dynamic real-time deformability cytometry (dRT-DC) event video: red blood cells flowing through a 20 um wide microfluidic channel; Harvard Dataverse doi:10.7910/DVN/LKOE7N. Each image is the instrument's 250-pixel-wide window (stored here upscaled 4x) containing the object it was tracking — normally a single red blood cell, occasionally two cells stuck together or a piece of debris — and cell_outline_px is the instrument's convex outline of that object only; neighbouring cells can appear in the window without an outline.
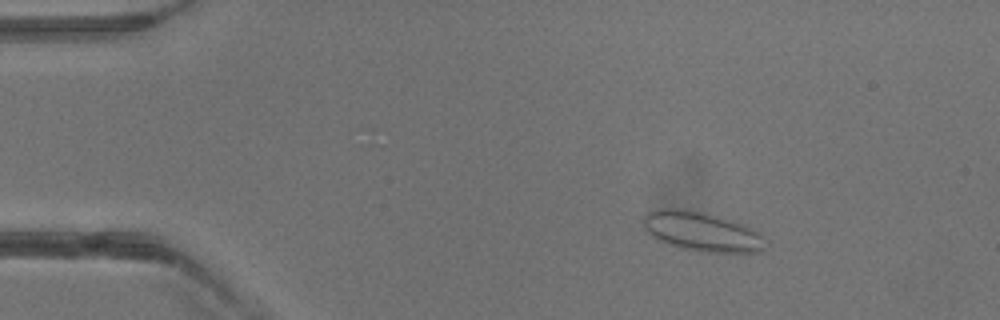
{"species": "common noctule bat (a hibernating species)", "species_latin": "Nyctalus noctula", "temperature_condition": "warm", "stored_images_in_passage": 41, "camera_frame_rate_fps": 3000, "um_per_image_px": 0.085, "animal": {"sex": "male", "body_mass_g": 13.3}, "frame": {"image": 1, "passage_image": 7, "time_ms": 2.0, "image_size_px": [1000, 320], "cell_outline_px": [[768, 240], [764, 248], [760, 252], [704, 252], [680, 248], [656, 240], [644, 228], [644, 216], [648, 212], [656, 208], [688, 208], [704, 212], [732, 220], [760, 232]], "centroid_in_image_um": [59.66, 19.67], "position_along_channel_um": 25.3, "area_um2": 28.44}}
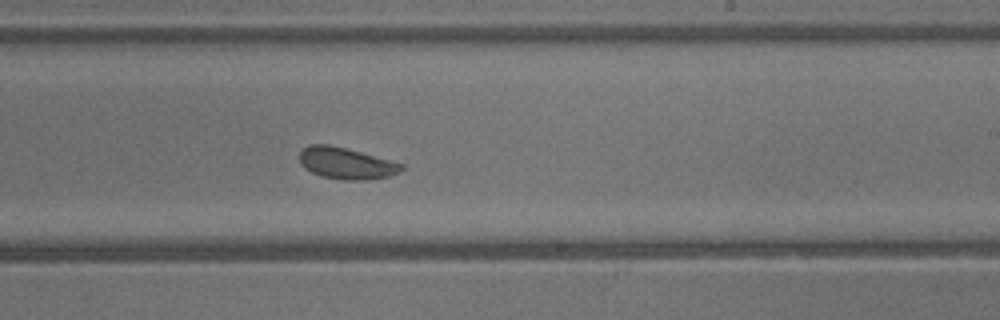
{"frame": {"image": 2, "passage_image": 25, "time_ms": 8.0, "image_size_px": [1000, 320], "cell_outline_px": [[404, 168], [400, 172], [388, 176], [368, 180], [344, 180], [320, 176], [304, 168], [300, 164], [300, 152], [308, 144], [328, 144], [360, 152], [404, 164]], "centroid_in_image_um": [29.41, 13.89], "position_along_channel_um": 259.6, "area_um2": 18.67}}
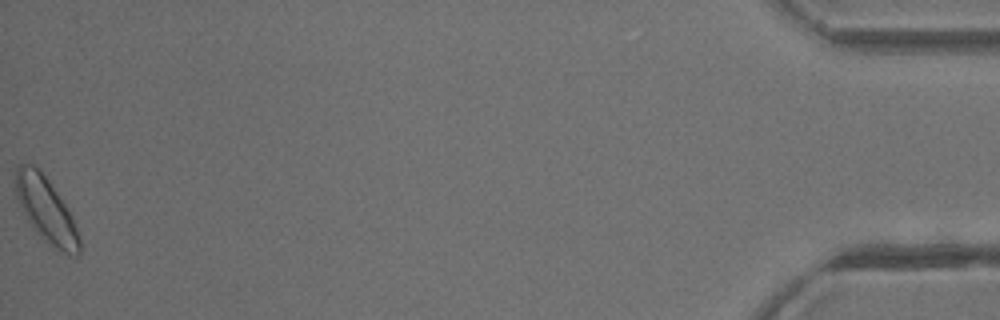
{"frame": {"image": 3, "passage_image": 41, "time_ms": 13.333, "image_size_px": [1000, 320], "cell_outline_px": [[80, 256], [68, 256], [52, 248], [32, 228], [16, 196], [12, 176], [16, 168], [20, 164], [32, 164], [48, 180], [72, 216], [80, 236]], "centroid_in_image_um": [3.91, 17.89], "position_along_channel_um": 431.3, "area_um2": 24.33}}